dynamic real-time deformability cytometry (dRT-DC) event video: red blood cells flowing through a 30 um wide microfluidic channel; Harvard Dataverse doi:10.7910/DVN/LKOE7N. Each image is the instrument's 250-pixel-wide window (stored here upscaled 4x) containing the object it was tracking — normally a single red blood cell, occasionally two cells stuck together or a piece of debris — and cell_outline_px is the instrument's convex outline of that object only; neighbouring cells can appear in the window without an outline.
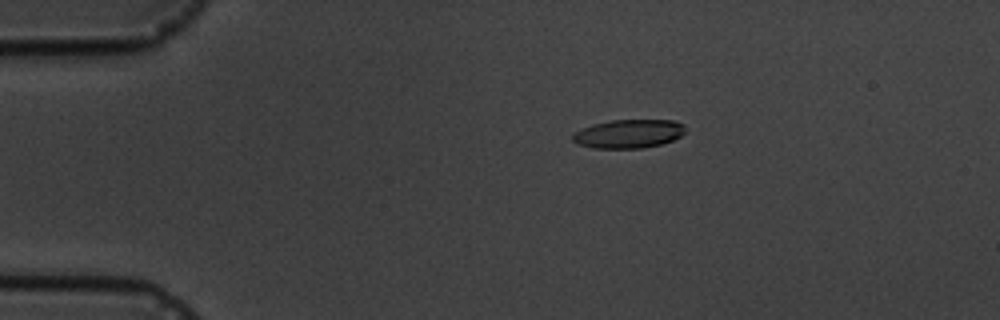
{"species": "common noctule bat (a hibernating species)", "species_latin": "Nyctalus noctula", "temperature_condition": "cold", "stored_images_in_passage": 5, "camera_frame_rate_fps": 3000, "um_per_image_px": 0.085, "animal": {"sex": "male", "body_mass_g": 19.5, "forearm_length_mm": 54.6}, "frame": {"image": 1, "passage_image": 4, "time_ms": 3.667, "image_size_px": [1000, 320], "cell_outline_px": [[684, 132], [680, 136], [672, 140], [660, 144], [644, 148], [592, 148], [576, 144], [572, 140], [572, 132], [592, 124], [612, 120], [672, 120], [684, 124]], "centroid_in_image_um": [53.37, 11.37], "position_along_channel_um": 31.6, "area_um2": 18.9}}